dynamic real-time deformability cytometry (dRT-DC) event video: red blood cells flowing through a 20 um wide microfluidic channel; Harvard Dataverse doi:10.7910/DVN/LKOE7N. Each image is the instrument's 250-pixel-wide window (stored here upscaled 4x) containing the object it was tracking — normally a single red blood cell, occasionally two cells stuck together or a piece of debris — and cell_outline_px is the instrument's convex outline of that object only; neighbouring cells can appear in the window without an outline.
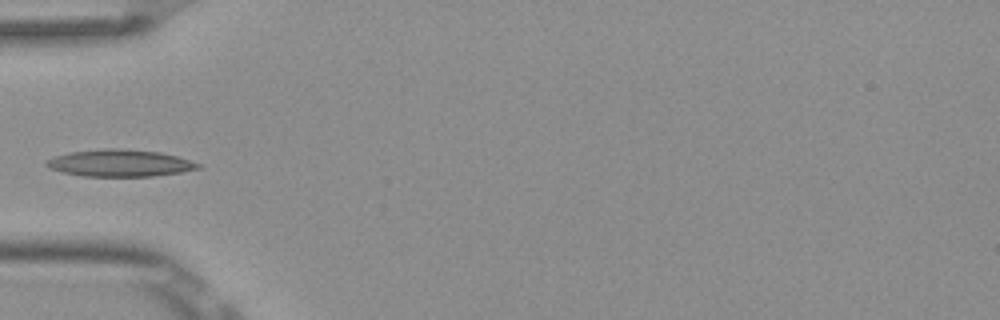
{"species": "Egyptian fruit bat (a non-hibernating species)", "species_latin": "Rousettus aegyptiacus", "temperature_condition": "room temperature", "stored_images_in_passage": 5, "camera_frame_rate_fps": 3000, "um_per_image_px": 0.085, "frame": {"image": 1, "passage_image": 4, "time_ms": 1.0, "image_size_px": [1000, 320], "cell_outline_px": [[200, 168], [180, 172], [152, 176], [84, 176], [64, 172], [52, 168], [44, 164], [48, 160], [56, 156], [68, 152], [104, 148], [116, 148], [160, 152], [176, 156], [200, 164]], "centroid_in_image_um": [10.19, 13.85], "position_along_channel_um": 74.8, "area_um2": 23.47}}
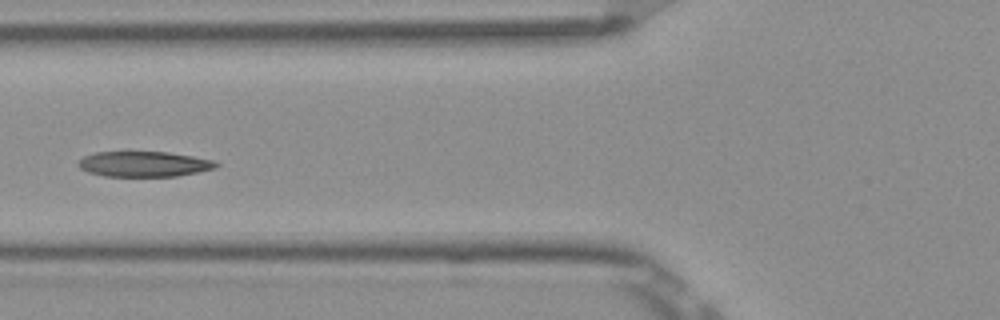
{"frame": {"image": 2, "passage_image": 5, "time_ms": 1.333, "image_size_px": [1000, 320], "cell_outline_px": [[220, 164], [216, 168], [176, 176], [104, 176], [88, 172], [80, 168], [76, 164], [84, 156], [96, 152], [168, 152], [192, 156], [212, 160]], "centroid_in_image_um": [12.22, 13.94], "position_along_channel_um": 113.6, "area_um2": 20.23}}